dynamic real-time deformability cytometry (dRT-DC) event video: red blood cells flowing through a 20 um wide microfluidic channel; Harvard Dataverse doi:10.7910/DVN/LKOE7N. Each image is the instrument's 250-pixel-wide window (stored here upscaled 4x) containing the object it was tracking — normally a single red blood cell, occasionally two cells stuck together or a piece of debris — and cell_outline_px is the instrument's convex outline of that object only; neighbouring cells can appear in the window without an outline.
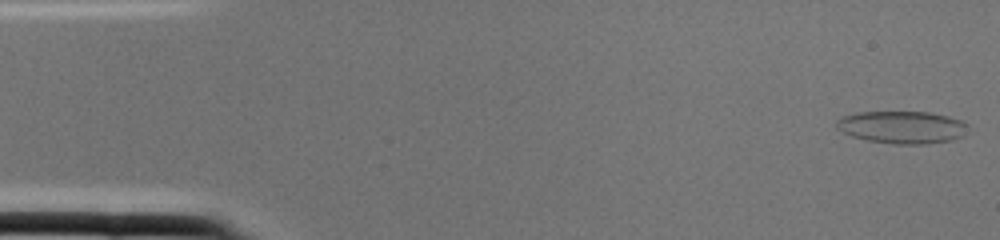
{"species": "common noctule bat (a hibernating species)", "species_latin": "Nyctalus noctula", "temperature_condition": "cold", "stored_images_in_passage": 3, "camera_frame_rate_fps": 3000, "um_per_image_px": 0.085, "animal": {"sex": "female", "body_mass_g": 22.0, "forearm_length_mm": 56.7}, "frame": {"image": 1, "passage_image": 1, "time_ms": 0.0, "image_size_px": [1000, 240], "cell_outline_px": [[968, 124], [964, 136], [952, 140], [924, 144], [892, 144], [868, 140], [852, 136], [836, 128], [836, 120], [844, 116], [856, 112], [928, 112], [948, 116], [964, 120]], "centroid_in_image_um": [76.71, 10.81], "position_along_channel_um": 8.3, "area_um2": 24.97}}
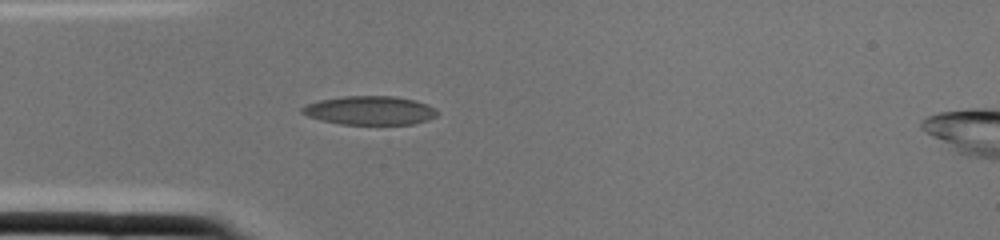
{"frame": {"image": 2, "passage_image": 2, "time_ms": 0.333, "image_size_px": [1000, 240], "cell_outline_px": [[440, 112], [436, 116], [428, 120], [412, 124], [340, 124], [308, 116], [300, 112], [300, 108], [304, 104], [320, 100], [344, 96], [396, 96], [412, 100], [436, 108]], "centroid_in_image_um": [31.43, 9.38], "position_along_channel_um": 53.6, "area_um2": 22.6}}